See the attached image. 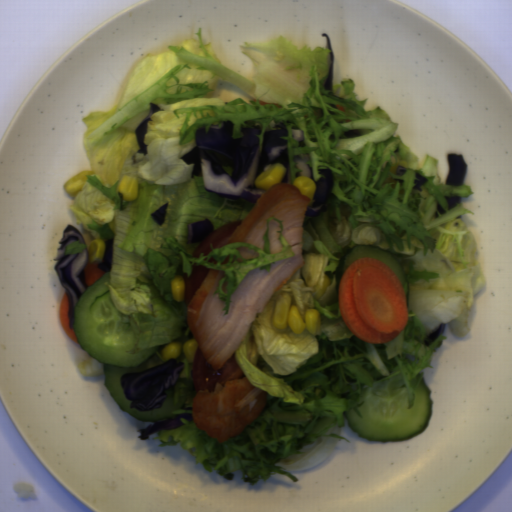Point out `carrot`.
I'll use <instances>...</instances> for the list:
<instances>
[{
    "label": "carrot",
    "instance_id": "carrot-1",
    "mask_svg": "<svg viewBox=\"0 0 512 512\" xmlns=\"http://www.w3.org/2000/svg\"><path fill=\"white\" fill-rule=\"evenodd\" d=\"M338 302L347 329L363 342L386 343L408 324L402 281L389 266L371 257L355 259L343 272Z\"/></svg>",
    "mask_w": 512,
    "mask_h": 512
},
{
    "label": "carrot",
    "instance_id": "carrot-2",
    "mask_svg": "<svg viewBox=\"0 0 512 512\" xmlns=\"http://www.w3.org/2000/svg\"><path fill=\"white\" fill-rule=\"evenodd\" d=\"M69 309H70V301L67 295V292L63 295L60 304H59V320L61 327L64 333L73 341H75L78 345V339L76 336L74 325L70 328L69 322Z\"/></svg>",
    "mask_w": 512,
    "mask_h": 512
},
{
    "label": "carrot",
    "instance_id": "carrot-4",
    "mask_svg": "<svg viewBox=\"0 0 512 512\" xmlns=\"http://www.w3.org/2000/svg\"><path fill=\"white\" fill-rule=\"evenodd\" d=\"M336 108H338V110H340L341 112H345V108L343 106H341L340 104H337L336 105Z\"/></svg>",
    "mask_w": 512,
    "mask_h": 512
},
{
    "label": "carrot",
    "instance_id": "carrot-3",
    "mask_svg": "<svg viewBox=\"0 0 512 512\" xmlns=\"http://www.w3.org/2000/svg\"><path fill=\"white\" fill-rule=\"evenodd\" d=\"M98 264L99 263H95V262L89 263L88 262L83 270L85 283L88 287L91 286L92 284H94L95 282H97L98 280H100L103 277V275L106 273V272L102 271L101 269H99Z\"/></svg>",
    "mask_w": 512,
    "mask_h": 512
},
{
    "label": "carrot",
    "instance_id": "carrot-5",
    "mask_svg": "<svg viewBox=\"0 0 512 512\" xmlns=\"http://www.w3.org/2000/svg\"><path fill=\"white\" fill-rule=\"evenodd\" d=\"M259 102H260V105H262V106H266L267 104H270V103H265V102L260 101V100H259Z\"/></svg>",
    "mask_w": 512,
    "mask_h": 512
}]
</instances>
